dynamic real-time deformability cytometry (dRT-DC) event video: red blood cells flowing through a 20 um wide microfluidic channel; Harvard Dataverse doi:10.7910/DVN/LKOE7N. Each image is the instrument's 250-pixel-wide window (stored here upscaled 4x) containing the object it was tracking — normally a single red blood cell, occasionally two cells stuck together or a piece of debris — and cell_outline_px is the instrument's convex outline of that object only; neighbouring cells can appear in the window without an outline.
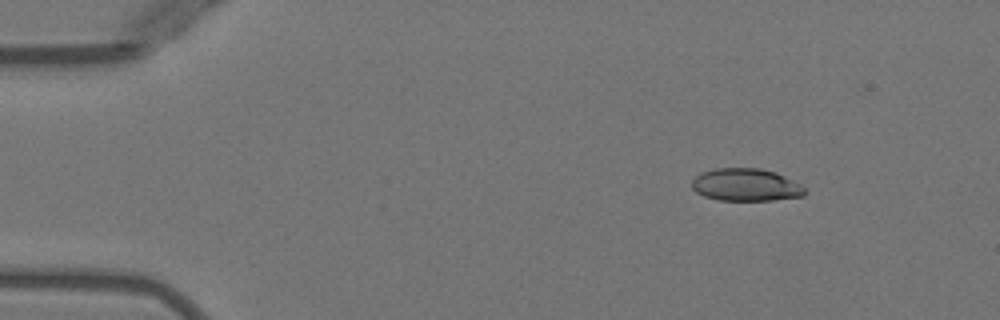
{"species": "Egyptian fruit bat (a non-hibernating species)", "species_latin": "Rousettus aegyptiacus", "temperature_condition": "warm", "stored_images_in_passage": 12, "camera_frame_rate_fps": 3000, "um_per_image_px": 0.085, "animal": {"sex": "female"}, "frame": {"image": 1, "passage_image": 6, "time_ms": 1.667, "image_size_px": [1000, 320], "cell_outline_px": [[804, 196], [772, 200], [720, 200], [704, 196], [696, 192], [692, 188], [692, 180], [700, 172], [716, 168], [760, 168], [776, 172], [800, 184], [804, 188]], "centroid_in_image_um": [63.37, 15.7], "position_along_channel_um": 21.6, "area_um2": 21.39}}